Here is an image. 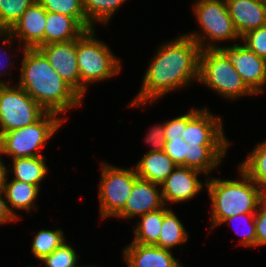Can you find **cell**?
Wrapping results in <instances>:
<instances>
[{
    "label": "cell",
    "mask_w": 266,
    "mask_h": 267,
    "mask_svg": "<svg viewBox=\"0 0 266 267\" xmlns=\"http://www.w3.org/2000/svg\"><path fill=\"white\" fill-rule=\"evenodd\" d=\"M164 152L178 165L209 173L221 164L230 146L222 118L207 108L195 109L164 122Z\"/></svg>",
    "instance_id": "cell-1"
},
{
    "label": "cell",
    "mask_w": 266,
    "mask_h": 267,
    "mask_svg": "<svg viewBox=\"0 0 266 267\" xmlns=\"http://www.w3.org/2000/svg\"><path fill=\"white\" fill-rule=\"evenodd\" d=\"M156 52L145 71L140 92L131 100L129 107L142 108L147 103L162 99L172 90L198 82L201 48L195 40L183 34L165 42Z\"/></svg>",
    "instance_id": "cell-2"
},
{
    "label": "cell",
    "mask_w": 266,
    "mask_h": 267,
    "mask_svg": "<svg viewBox=\"0 0 266 267\" xmlns=\"http://www.w3.org/2000/svg\"><path fill=\"white\" fill-rule=\"evenodd\" d=\"M19 85L46 112L58 115L82 104L83 98L54 70L39 49H21Z\"/></svg>",
    "instance_id": "cell-3"
},
{
    "label": "cell",
    "mask_w": 266,
    "mask_h": 267,
    "mask_svg": "<svg viewBox=\"0 0 266 267\" xmlns=\"http://www.w3.org/2000/svg\"><path fill=\"white\" fill-rule=\"evenodd\" d=\"M240 180L206 178L205 184L211 200V227L220 226L232 216L256 213L264 194L259 186L238 167Z\"/></svg>",
    "instance_id": "cell-4"
},
{
    "label": "cell",
    "mask_w": 266,
    "mask_h": 267,
    "mask_svg": "<svg viewBox=\"0 0 266 267\" xmlns=\"http://www.w3.org/2000/svg\"><path fill=\"white\" fill-rule=\"evenodd\" d=\"M95 28L76 39L77 64L80 74V96L84 99L89 84L102 82L121 72V62L113 51L95 35Z\"/></svg>",
    "instance_id": "cell-5"
},
{
    "label": "cell",
    "mask_w": 266,
    "mask_h": 267,
    "mask_svg": "<svg viewBox=\"0 0 266 267\" xmlns=\"http://www.w3.org/2000/svg\"><path fill=\"white\" fill-rule=\"evenodd\" d=\"M66 118H59V115L53 112H46L35 123L17 130L0 135V154L14 158L38 157L41 154V148L59 130Z\"/></svg>",
    "instance_id": "cell-6"
},
{
    "label": "cell",
    "mask_w": 266,
    "mask_h": 267,
    "mask_svg": "<svg viewBox=\"0 0 266 267\" xmlns=\"http://www.w3.org/2000/svg\"><path fill=\"white\" fill-rule=\"evenodd\" d=\"M198 82L229 100L256 96L219 49L201 50Z\"/></svg>",
    "instance_id": "cell-7"
},
{
    "label": "cell",
    "mask_w": 266,
    "mask_h": 267,
    "mask_svg": "<svg viewBox=\"0 0 266 267\" xmlns=\"http://www.w3.org/2000/svg\"><path fill=\"white\" fill-rule=\"evenodd\" d=\"M192 7L202 33L194 31L186 35L195 40L201 50L218 49L220 46L215 44L216 42L231 40L233 42L235 39H241L229 15L225 0H197Z\"/></svg>",
    "instance_id": "cell-8"
},
{
    "label": "cell",
    "mask_w": 266,
    "mask_h": 267,
    "mask_svg": "<svg viewBox=\"0 0 266 267\" xmlns=\"http://www.w3.org/2000/svg\"><path fill=\"white\" fill-rule=\"evenodd\" d=\"M45 113L19 85L0 84V135L31 125Z\"/></svg>",
    "instance_id": "cell-9"
},
{
    "label": "cell",
    "mask_w": 266,
    "mask_h": 267,
    "mask_svg": "<svg viewBox=\"0 0 266 267\" xmlns=\"http://www.w3.org/2000/svg\"><path fill=\"white\" fill-rule=\"evenodd\" d=\"M99 183V213L101 219L115 217L125 206L133 184L138 178L135 168H121L101 163Z\"/></svg>",
    "instance_id": "cell-10"
},
{
    "label": "cell",
    "mask_w": 266,
    "mask_h": 267,
    "mask_svg": "<svg viewBox=\"0 0 266 267\" xmlns=\"http://www.w3.org/2000/svg\"><path fill=\"white\" fill-rule=\"evenodd\" d=\"M46 16L47 10L35 1L8 32H1L0 40H3V44L16 40L24 49H38L44 45Z\"/></svg>",
    "instance_id": "cell-11"
},
{
    "label": "cell",
    "mask_w": 266,
    "mask_h": 267,
    "mask_svg": "<svg viewBox=\"0 0 266 267\" xmlns=\"http://www.w3.org/2000/svg\"><path fill=\"white\" fill-rule=\"evenodd\" d=\"M234 66L246 85L257 95L266 85V60L252 52L244 44L218 48Z\"/></svg>",
    "instance_id": "cell-12"
},
{
    "label": "cell",
    "mask_w": 266,
    "mask_h": 267,
    "mask_svg": "<svg viewBox=\"0 0 266 267\" xmlns=\"http://www.w3.org/2000/svg\"><path fill=\"white\" fill-rule=\"evenodd\" d=\"M200 173L202 174V172L192 168L177 166L160 184L164 205L183 203L199 194L204 184V182L199 181Z\"/></svg>",
    "instance_id": "cell-13"
},
{
    "label": "cell",
    "mask_w": 266,
    "mask_h": 267,
    "mask_svg": "<svg viewBox=\"0 0 266 267\" xmlns=\"http://www.w3.org/2000/svg\"><path fill=\"white\" fill-rule=\"evenodd\" d=\"M38 49L45 55L54 70L80 95L76 40L49 43Z\"/></svg>",
    "instance_id": "cell-14"
},
{
    "label": "cell",
    "mask_w": 266,
    "mask_h": 267,
    "mask_svg": "<svg viewBox=\"0 0 266 267\" xmlns=\"http://www.w3.org/2000/svg\"><path fill=\"white\" fill-rule=\"evenodd\" d=\"M159 184L137 178L123 209L114 218L131 219L164 206ZM158 188V189H157Z\"/></svg>",
    "instance_id": "cell-15"
},
{
    "label": "cell",
    "mask_w": 266,
    "mask_h": 267,
    "mask_svg": "<svg viewBox=\"0 0 266 267\" xmlns=\"http://www.w3.org/2000/svg\"><path fill=\"white\" fill-rule=\"evenodd\" d=\"M123 259L127 267H184L171 250L135 242L123 248Z\"/></svg>",
    "instance_id": "cell-16"
},
{
    "label": "cell",
    "mask_w": 266,
    "mask_h": 267,
    "mask_svg": "<svg viewBox=\"0 0 266 267\" xmlns=\"http://www.w3.org/2000/svg\"><path fill=\"white\" fill-rule=\"evenodd\" d=\"M239 36L266 25L265 0H225Z\"/></svg>",
    "instance_id": "cell-17"
},
{
    "label": "cell",
    "mask_w": 266,
    "mask_h": 267,
    "mask_svg": "<svg viewBox=\"0 0 266 267\" xmlns=\"http://www.w3.org/2000/svg\"><path fill=\"white\" fill-rule=\"evenodd\" d=\"M85 31L74 17L47 11L44 45L76 40Z\"/></svg>",
    "instance_id": "cell-18"
},
{
    "label": "cell",
    "mask_w": 266,
    "mask_h": 267,
    "mask_svg": "<svg viewBox=\"0 0 266 267\" xmlns=\"http://www.w3.org/2000/svg\"><path fill=\"white\" fill-rule=\"evenodd\" d=\"M178 165L164 152H146L135 165L139 178L161 184Z\"/></svg>",
    "instance_id": "cell-19"
},
{
    "label": "cell",
    "mask_w": 266,
    "mask_h": 267,
    "mask_svg": "<svg viewBox=\"0 0 266 267\" xmlns=\"http://www.w3.org/2000/svg\"><path fill=\"white\" fill-rule=\"evenodd\" d=\"M39 186L32 185L20 180L11 179L10 182L6 181L4 187V193L10 211L19 220L21 215L15 213V210H26L30 213L31 210H37L34 208L36 198L40 192Z\"/></svg>",
    "instance_id": "cell-20"
},
{
    "label": "cell",
    "mask_w": 266,
    "mask_h": 267,
    "mask_svg": "<svg viewBox=\"0 0 266 267\" xmlns=\"http://www.w3.org/2000/svg\"><path fill=\"white\" fill-rule=\"evenodd\" d=\"M46 160L44 156L14 158L11 164L12 168H8V170L13 171L12 179L40 187L41 181L48 174L49 168L45 163Z\"/></svg>",
    "instance_id": "cell-21"
},
{
    "label": "cell",
    "mask_w": 266,
    "mask_h": 267,
    "mask_svg": "<svg viewBox=\"0 0 266 267\" xmlns=\"http://www.w3.org/2000/svg\"><path fill=\"white\" fill-rule=\"evenodd\" d=\"M169 210L166 205L162 208L139 216L134 228V238L131 242L142 245H155L158 242L163 224L164 214Z\"/></svg>",
    "instance_id": "cell-22"
},
{
    "label": "cell",
    "mask_w": 266,
    "mask_h": 267,
    "mask_svg": "<svg viewBox=\"0 0 266 267\" xmlns=\"http://www.w3.org/2000/svg\"><path fill=\"white\" fill-rule=\"evenodd\" d=\"M266 195V140L256 145L239 166Z\"/></svg>",
    "instance_id": "cell-23"
},
{
    "label": "cell",
    "mask_w": 266,
    "mask_h": 267,
    "mask_svg": "<svg viewBox=\"0 0 266 267\" xmlns=\"http://www.w3.org/2000/svg\"><path fill=\"white\" fill-rule=\"evenodd\" d=\"M188 235L177 215L169 209L164 214L160 236L155 246L172 250V248L184 244L189 237Z\"/></svg>",
    "instance_id": "cell-24"
},
{
    "label": "cell",
    "mask_w": 266,
    "mask_h": 267,
    "mask_svg": "<svg viewBox=\"0 0 266 267\" xmlns=\"http://www.w3.org/2000/svg\"><path fill=\"white\" fill-rule=\"evenodd\" d=\"M127 0H83L86 20L95 28L94 23L108 25L118 8Z\"/></svg>",
    "instance_id": "cell-25"
},
{
    "label": "cell",
    "mask_w": 266,
    "mask_h": 267,
    "mask_svg": "<svg viewBox=\"0 0 266 267\" xmlns=\"http://www.w3.org/2000/svg\"><path fill=\"white\" fill-rule=\"evenodd\" d=\"M65 242L61 228L56 230L41 229L34 235L31 253L37 260H42Z\"/></svg>",
    "instance_id": "cell-26"
},
{
    "label": "cell",
    "mask_w": 266,
    "mask_h": 267,
    "mask_svg": "<svg viewBox=\"0 0 266 267\" xmlns=\"http://www.w3.org/2000/svg\"><path fill=\"white\" fill-rule=\"evenodd\" d=\"M47 11L74 17L86 30L94 27L86 20L83 0H37Z\"/></svg>",
    "instance_id": "cell-27"
},
{
    "label": "cell",
    "mask_w": 266,
    "mask_h": 267,
    "mask_svg": "<svg viewBox=\"0 0 266 267\" xmlns=\"http://www.w3.org/2000/svg\"><path fill=\"white\" fill-rule=\"evenodd\" d=\"M35 1L37 0H0V30L8 32Z\"/></svg>",
    "instance_id": "cell-28"
},
{
    "label": "cell",
    "mask_w": 266,
    "mask_h": 267,
    "mask_svg": "<svg viewBox=\"0 0 266 267\" xmlns=\"http://www.w3.org/2000/svg\"><path fill=\"white\" fill-rule=\"evenodd\" d=\"M40 261L45 263L46 267H83L77 265L78 255L66 241Z\"/></svg>",
    "instance_id": "cell-29"
},
{
    "label": "cell",
    "mask_w": 266,
    "mask_h": 267,
    "mask_svg": "<svg viewBox=\"0 0 266 267\" xmlns=\"http://www.w3.org/2000/svg\"><path fill=\"white\" fill-rule=\"evenodd\" d=\"M237 220H243L244 224L245 222L246 224L248 223V225H246L247 229L245 232L242 233L243 236L240 238V242H238V245H243V246L252 247V248L256 247L255 213H244V214L232 216V217L225 219L222 222V224L228 223L230 225L234 221L236 222ZM236 232L237 234H240L238 228H236Z\"/></svg>",
    "instance_id": "cell-30"
},
{
    "label": "cell",
    "mask_w": 266,
    "mask_h": 267,
    "mask_svg": "<svg viewBox=\"0 0 266 267\" xmlns=\"http://www.w3.org/2000/svg\"><path fill=\"white\" fill-rule=\"evenodd\" d=\"M240 42L266 60V25L246 32Z\"/></svg>",
    "instance_id": "cell-31"
},
{
    "label": "cell",
    "mask_w": 266,
    "mask_h": 267,
    "mask_svg": "<svg viewBox=\"0 0 266 267\" xmlns=\"http://www.w3.org/2000/svg\"><path fill=\"white\" fill-rule=\"evenodd\" d=\"M256 247L266 245V195L255 213Z\"/></svg>",
    "instance_id": "cell-32"
},
{
    "label": "cell",
    "mask_w": 266,
    "mask_h": 267,
    "mask_svg": "<svg viewBox=\"0 0 266 267\" xmlns=\"http://www.w3.org/2000/svg\"><path fill=\"white\" fill-rule=\"evenodd\" d=\"M165 128L164 123L154 125L149 128V132L145 136L146 143L151 147L148 152H162L165 146Z\"/></svg>",
    "instance_id": "cell-33"
},
{
    "label": "cell",
    "mask_w": 266,
    "mask_h": 267,
    "mask_svg": "<svg viewBox=\"0 0 266 267\" xmlns=\"http://www.w3.org/2000/svg\"><path fill=\"white\" fill-rule=\"evenodd\" d=\"M4 197V198H3ZM18 218L10 211L4 190H0V225L17 222Z\"/></svg>",
    "instance_id": "cell-34"
},
{
    "label": "cell",
    "mask_w": 266,
    "mask_h": 267,
    "mask_svg": "<svg viewBox=\"0 0 266 267\" xmlns=\"http://www.w3.org/2000/svg\"><path fill=\"white\" fill-rule=\"evenodd\" d=\"M7 168L8 167L4 164V160L1 158L0 154V190H4L7 181V174L9 172Z\"/></svg>",
    "instance_id": "cell-35"
},
{
    "label": "cell",
    "mask_w": 266,
    "mask_h": 267,
    "mask_svg": "<svg viewBox=\"0 0 266 267\" xmlns=\"http://www.w3.org/2000/svg\"><path fill=\"white\" fill-rule=\"evenodd\" d=\"M1 48V47H0ZM0 53H1V50H0ZM2 55H3V53H2ZM4 55H7V52L5 51L4 52ZM1 56V55H0ZM4 61V60H3ZM0 64H1V60H0ZM3 64V63H2ZM2 64L0 65V66H2ZM3 66H5V64L3 65ZM2 66V67H3ZM0 69H1V67H0ZM3 69V68H2ZM1 72H3V73H1V75H3L4 77L7 75L6 73H4V70H2Z\"/></svg>",
    "instance_id": "cell-36"
},
{
    "label": "cell",
    "mask_w": 266,
    "mask_h": 267,
    "mask_svg": "<svg viewBox=\"0 0 266 267\" xmlns=\"http://www.w3.org/2000/svg\"><path fill=\"white\" fill-rule=\"evenodd\" d=\"M0 84H8V82L0 80Z\"/></svg>",
    "instance_id": "cell-37"
},
{
    "label": "cell",
    "mask_w": 266,
    "mask_h": 267,
    "mask_svg": "<svg viewBox=\"0 0 266 267\" xmlns=\"http://www.w3.org/2000/svg\"><path fill=\"white\" fill-rule=\"evenodd\" d=\"M83 267H95V266H94V265H93V266H90V265H89V266H87V265H85V266H83ZM96 267H98V266H96Z\"/></svg>",
    "instance_id": "cell-38"
}]
</instances>
